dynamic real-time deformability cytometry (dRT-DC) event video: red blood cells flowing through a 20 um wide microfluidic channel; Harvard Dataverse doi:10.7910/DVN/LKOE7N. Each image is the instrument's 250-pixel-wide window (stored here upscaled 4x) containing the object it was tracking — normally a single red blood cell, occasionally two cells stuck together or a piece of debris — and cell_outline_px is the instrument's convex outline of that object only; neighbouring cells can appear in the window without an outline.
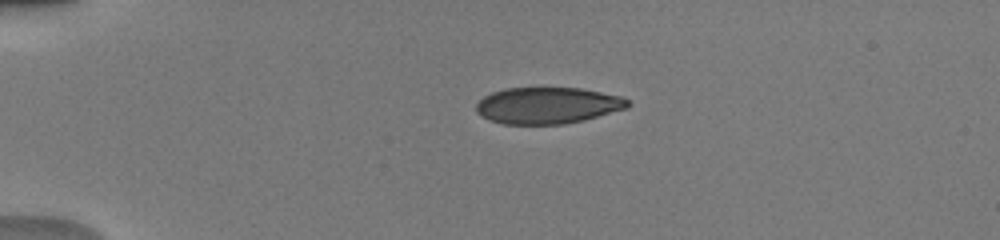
{"species": "human", "species_latin": "Homo sapiens", "temperature_condition": "warm", "stored_images_in_passage": 39, "camera_frame_rate_fps": 3000, "um_per_image_px": 0.085, "donor": {"sex": "male"}, "frame": {"image": 1, "passage_image": 1, "time_ms": 0.0, "image_size_px": [1000, 240], "cell_outline_px": [[632, 104], [628, 108], [584, 120], [564, 124], [504, 124], [488, 120], [480, 116], [476, 112], [476, 104], [484, 96], [492, 92], [504, 88], [580, 88], [624, 96]], "centroid_in_image_um": [46.56, 8.96], "position_along_channel_um": 38.4, "area_um2": 32.54}}
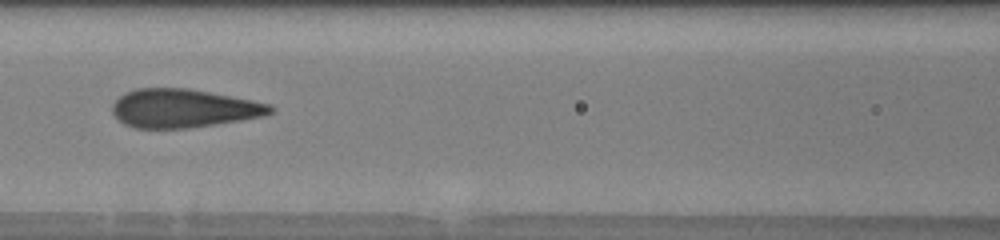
{"frame": {"image": 2, "passage_image": 13, "time_ms": 4.0, "image_size_px": [1000, 240], "cell_outline_px": [[276, 108], [272, 112], [264, 116], [240, 120], [188, 128], [136, 128], [124, 124], [112, 112], [112, 104], [124, 92], [136, 88], [188, 88], [252, 100], [272, 104]], "centroid_in_image_um": [15.6, 9.2], "position_along_channel_um": 151.0, "area_um2": 35.43}}
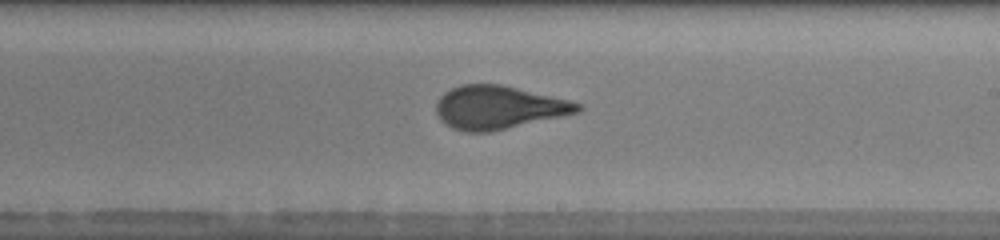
{"frame": {"image": 3, "passage_image": 20, "time_ms": 6.333, "image_size_px": [1000, 240], "cell_outline_px": [[584, 108], [580, 112], [488, 132], [464, 132], [452, 128], [440, 120], [436, 112], [436, 104], [440, 96], [444, 92], [460, 84], [500, 84], [568, 100], [580, 104]], "centroid_in_image_um": [42.33, 9.13], "position_along_channel_um": 246.7, "area_um2": 35.37}, "authors_computed_cell_mechanics": {"area_um2": 35.2002, "velocity_mm_per_s": 4.1095, "shape_relaxation_time_tau1_ms": 5.2759, "shape_relaxation_time_tau2_ms": null, "deformation_change_tau1": 0.2183, "deformation_change_tau2": null}}